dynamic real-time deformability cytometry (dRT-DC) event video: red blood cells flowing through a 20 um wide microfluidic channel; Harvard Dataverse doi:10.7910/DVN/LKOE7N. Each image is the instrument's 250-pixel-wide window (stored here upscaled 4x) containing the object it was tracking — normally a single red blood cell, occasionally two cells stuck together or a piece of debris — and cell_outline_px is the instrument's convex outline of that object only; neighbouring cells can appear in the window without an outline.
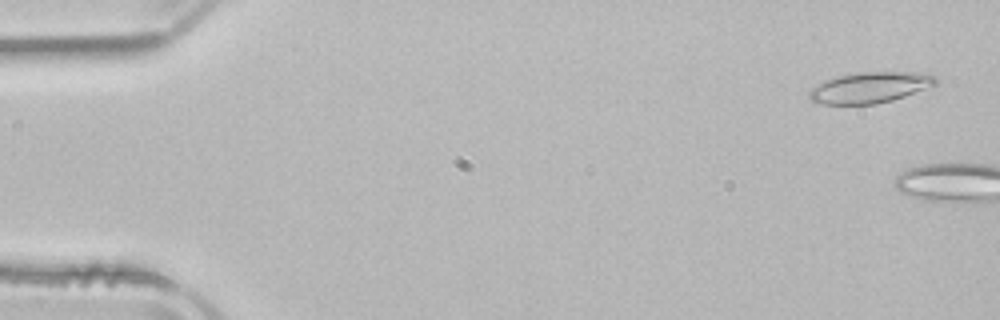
{"species": "common noctule bat (a hibernating species)", "species_latin": "Nyctalus noctula", "temperature_condition": "room temperature", "stored_images_in_passage": 4, "camera_frame_rate_fps": 3000, "um_per_image_px": 0.085, "animal": {"sex": "male", "body_mass_g": 21.5, "forearm_length_mm": 52.0}, "frame": {"image": 1, "passage_image": 2, "time_ms": 0.333, "image_size_px": [1000, 320], "cell_outline_px": [[936, 84], [904, 96], [892, 100], [876, 104], [820, 104], [812, 100], [808, 96], [808, 92], [812, 88], [836, 76], [860, 72], [912, 72], [936, 76]], "centroid_in_image_um": [73.92, 7.44], "position_along_channel_um": 11.1, "area_um2": 22.37}}